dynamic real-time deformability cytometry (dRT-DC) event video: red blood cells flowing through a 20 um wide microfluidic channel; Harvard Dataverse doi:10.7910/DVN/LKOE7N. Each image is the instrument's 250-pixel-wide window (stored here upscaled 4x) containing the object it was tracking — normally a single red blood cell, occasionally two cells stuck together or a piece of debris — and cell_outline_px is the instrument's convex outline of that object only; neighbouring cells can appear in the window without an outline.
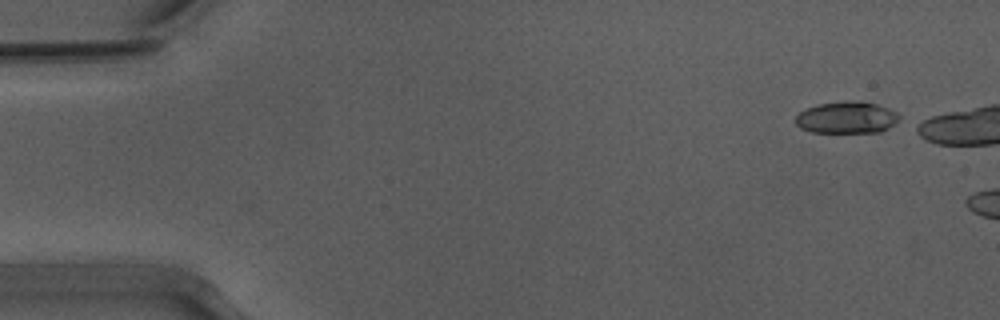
{"species": "Egyptian fruit bat (a non-hibernating species)", "species_latin": "Rousettus aegyptiacus", "temperature_condition": "warm", "stored_images_in_passage": 7, "camera_frame_rate_fps": 3000, "um_per_image_px": 0.085, "animal": {"sex": "male"}, "frame": {"image": 1, "passage_image": 2, "time_ms": 0.333, "image_size_px": [1000, 320], "cell_outline_px": [[900, 120], [888, 128], [880, 132], [812, 132], [800, 128], [796, 124], [796, 116], [800, 112], [816, 104], [848, 100], [860, 100], [876, 104], [888, 108], [896, 112], [900, 116]], "centroid_in_image_um": [71.99, 9.98], "position_along_channel_um": 13.0, "area_um2": 19.36}}